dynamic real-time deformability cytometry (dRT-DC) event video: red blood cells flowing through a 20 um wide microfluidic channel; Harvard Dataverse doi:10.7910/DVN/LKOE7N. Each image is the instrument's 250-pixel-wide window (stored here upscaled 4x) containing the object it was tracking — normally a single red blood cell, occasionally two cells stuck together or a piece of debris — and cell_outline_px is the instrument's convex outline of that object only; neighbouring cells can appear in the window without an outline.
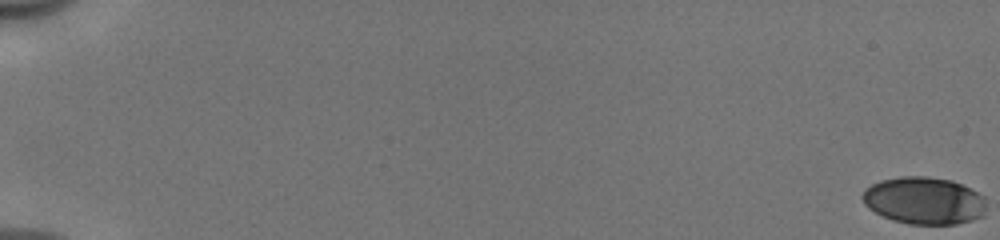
{"species": "human", "species_latin": "Homo sapiens", "temperature_condition": "cold", "stored_images_in_passage": 55, "camera_frame_rate_fps": 3000, "um_per_image_px": 0.085, "donor": {"sex": "male"}, "frame": {"image": 1, "passage_image": 1, "time_ms": 0.0, "image_size_px": [1000, 240], "cell_outline_px": [[984, 216], [972, 220], [956, 224], [908, 224], [892, 220], [868, 208], [864, 204], [860, 196], [864, 188], [880, 180], [900, 176], [928, 176], [952, 180], [984, 196]], "centroid_in_image_um": [78.5, 17.04], "position_along_channel_um": 6.5, "area_um2": 34.28}}
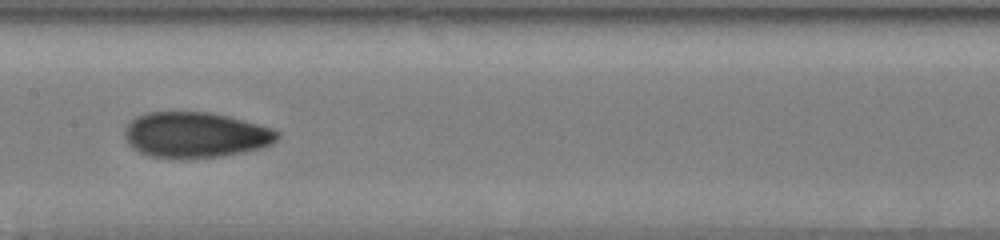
{"frame": {"image": 2, "passage_image": 31, "time_ms": 10.0, "image_size_px": [1000, 240], "cell_outline_px": [[280, 136], [272, 144], [260, 148], [224, 156], [148, 156], [132, 148], [128, 144], [124, 136], [124, 132], [128, 124], [136, 116], [148, 112], [212, 112], [260, 124], [272, 128], [280, 132]], "centroid_in_image_um": [16.64, 11.43], "position_along_channel_um": 190.8, "area_um2": 40.11}}
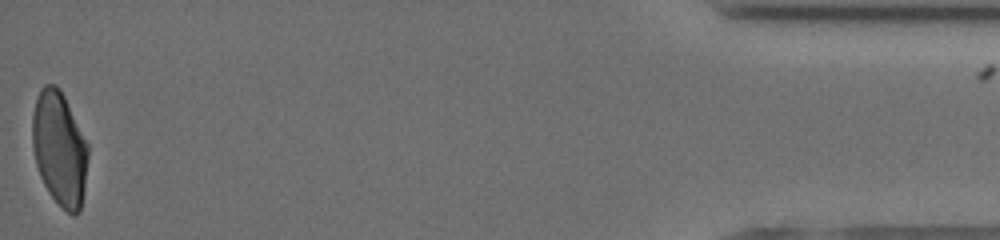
{"frame": {"image": 3, "passage_image": 55, "time_ms": 18.0, "image_size_px": [1000, 240], "cell_outline_px": [[88, 156], [84, 188], [80, 212], [76, 216], [72, 216], [48, 192], [40, 176], [36, 164], [32, 148], [32, 112], [40, 88], [44, 84], [56, 84], [60, 88], [88, 144]], "centroid_in_image_um": [5.04, 12.61], "position_along_channel_um": 430.2, "area_um2": 37.11}, "authors_computed_cell_mechanics": {"area_um2": 37.6856, "velocity_mm_per_s": 3.9757, "shape_relaxation_time_tau1_ms": 4.7589, "shape_relaxation_time_tau2_ms": 1.7739, "deformation_change_tau1": 0.1722, "deformation_change_tau2": 0.063}}